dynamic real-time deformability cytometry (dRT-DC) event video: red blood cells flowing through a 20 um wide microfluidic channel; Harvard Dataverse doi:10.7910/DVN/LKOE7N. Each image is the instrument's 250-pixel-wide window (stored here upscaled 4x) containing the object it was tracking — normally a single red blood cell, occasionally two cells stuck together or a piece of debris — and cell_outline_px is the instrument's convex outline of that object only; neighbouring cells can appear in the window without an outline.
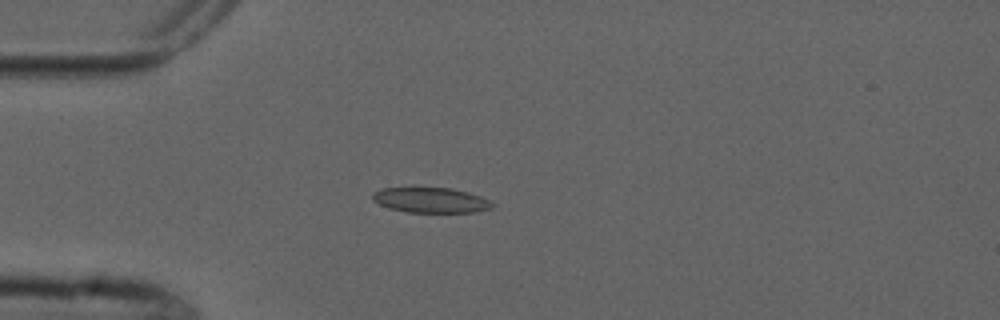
{"species": "common noctule bat (a hibernating species)", "species_latin": "Nyctalus noctula", "temperature_condition": "cold", "stored_images_in_passage": 4, "camera_frame_rate_fps": 3000, "um_per_image_px": 0.085, "animal": {"sex": "male", "forearm_length_mm": 52.5}, "frame": {"image": 1, "passage_image": 3, "time_ms": 2.333, "image_size_px": [1000, 320], "cell_outline_px": [[496, 204], [492, 208], [476, 212], [408, 212], [388, 208], [372, 200], [372, 192], [380, 188], [412, 184], [452, 188], [468, 192], [480, 196]], "centroid_in_image_um": [36.54, 16.95], "position_along_channel_um": 48.5, "area_um2": 18.67}}